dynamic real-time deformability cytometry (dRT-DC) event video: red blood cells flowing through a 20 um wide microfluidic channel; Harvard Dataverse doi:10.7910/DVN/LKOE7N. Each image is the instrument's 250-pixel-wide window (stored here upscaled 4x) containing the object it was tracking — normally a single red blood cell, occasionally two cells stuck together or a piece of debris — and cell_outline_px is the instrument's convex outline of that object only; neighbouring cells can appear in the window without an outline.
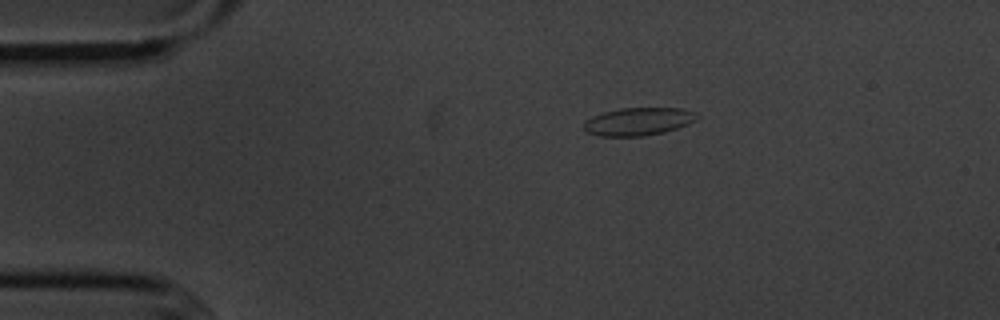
{"species": "common noctule bat (a hibernating species)", "species_latin": "Nyctalus noctula", "temperature_condition": "cold", "stored_images_in_passage": 46, "camera_frame_rate_fps": 3000, "um_per_image_px": 0.085, "animal": {"sex": "male", "body_mass_g": 20.1, "forearm_length_mm": 53.5}, "frame": {"image": 1, "passage_image": 1, "time_ms": 0.0, "image_size_px": [1000, 320], "cell_outline_px": [[700, 116], [688, 124], [664, 132], [644, 136], [600, 136], [588, 132], [584, 128], [584, 120], [592, 116], [604, 112], [620, 108], [684, 108], [696, 112]], "centroid_in_image_um": [54.27, 10.32], "position_along_channel_um": 30.7, "area_um2": 18.38}}
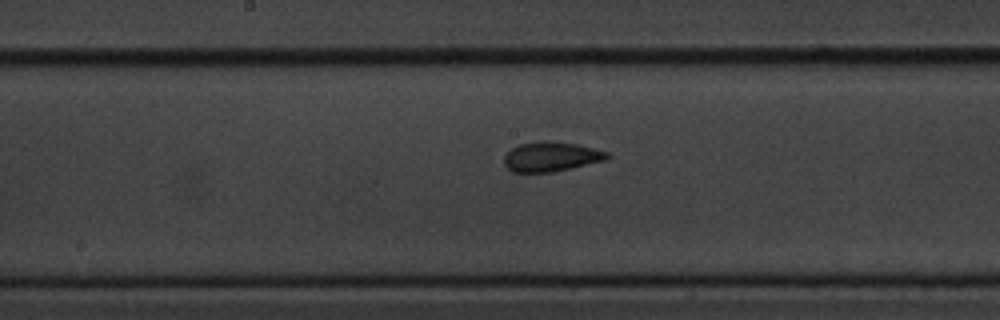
{"frame": {"image": 2, "passage_image": 19, "time_ms": 6.0, "image_size_px": [1000, 320], "cell_outline_px": [[612, 156], [604, 160], [572, 168], [552, 172], [512, 172], [504, 164], [504, 156], [512, 148], [520, 144], [544, 140], [576, 144], [608, 152]], "centroid_in_image_um": [46.84, 13.32], "position_along_channel_um": 201.4, "area_um2": 17.69}}
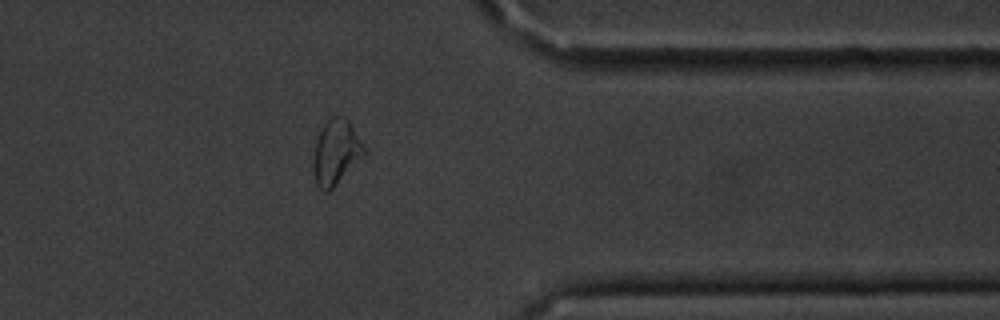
{"frame": {"image": 3, "passage_image": 35, "time_ms": 11.333, "image_size_px": [1000, 320], "cell_outline_px": [[364, 152], [336, 184], [328, 192], [324, 192], [316, 184], [312, 168], [312, 156], [316, 140], [324, 120], [332, 116], [344, 116], [348, 120], [364, 148]], "centroid_in_image_um": [28.46, 12.91], "position_along_channel_um": 382.9, "area_um2": 18.79}, "authors_computed_cell_mechanics": {"area_um2": 17.9758, "velocity_mm_per_s": 3.6162, "shape_relaxation_time_tau1_ms": null, "shape_relaxation_time_tau2_ms": 2.0419, "deformation_change_tau1": null, "deformation_change_tau2": 0.0594}}